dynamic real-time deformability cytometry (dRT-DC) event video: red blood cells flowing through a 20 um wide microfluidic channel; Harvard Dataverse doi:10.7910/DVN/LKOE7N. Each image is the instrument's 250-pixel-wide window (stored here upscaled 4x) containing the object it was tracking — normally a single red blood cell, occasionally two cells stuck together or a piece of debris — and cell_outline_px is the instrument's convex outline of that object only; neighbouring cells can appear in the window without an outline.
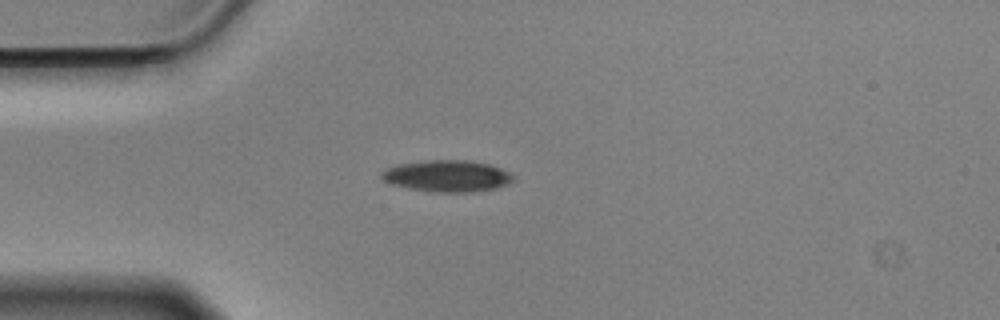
{"species": "Egyptian fruit bat (a non-hibernating species)", "species_latin": "Rousettus aegyptiacus", "temperature_condition": "cold", "stored_images_in_passage": 43, "camera_frame_rate_fps": 3000, "um_per_image_px": 0.085, "animal": {"sex": "male"}, "frame": {"image": 1, "passage_image": 1, "time_ms": 0.0, "image_size_px": [1000, 320], "cell_outline_px": [[516, 180], [508, 184], [496, 188], [472, 192], [440, 192], [408, 188], [392, 184], [384, 180], [380, 176], [380, 172], [396, 164], [424, 160], [468, 160], [488, 164], [500, 168], [516, 176]], "centroid_in_image_um": [38.03, 14.95], "position_along_channel_um": 47.0, "area_um2": 24.33}}
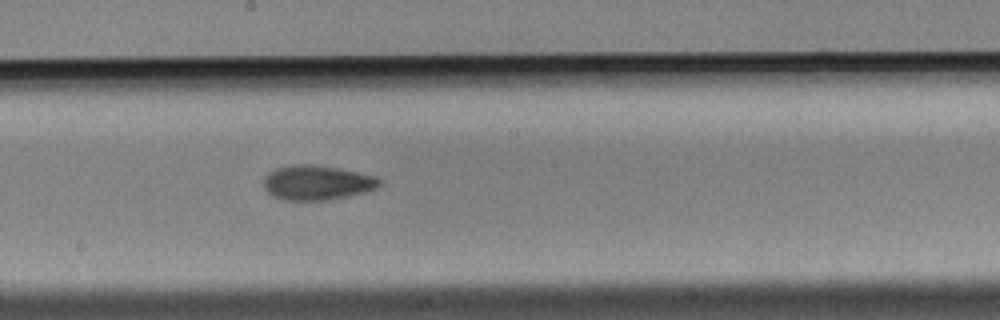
{"frame": {"image": 2, "passage_image": 17, "time_ms": 5.333, "image_size_px": [1000, 320], "cell_outline_px": [[380, 184], [376, 188], [364, 192], [348, 196], [328, 200], [280, 200], [272, 196], [264, 188], [264, 176], [268, 172], [276, 168], [300, 164], [312, 164], [360, 172], [376, 176], [380, 180]], "centroid_in_image_um": [26.92, 15.53], "position_along_channel_um": 221.3, "area_um2": 23.41}}
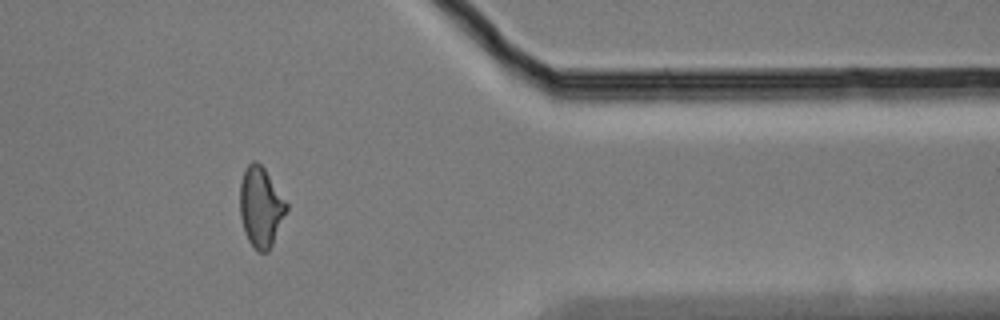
{"frame": {"image": 3, "passage_image": 33, "time_ms": 10.667, "image_size_px": [1000, 320], "cell_outline_px": [[288, 208], [272, 244], [268, 252], [256, 252], [248, 240], [244, 232], [240, 216], [240, 184], [244, 172], [248, 164], [252, 160], [256, 160], [264, 168], [288, 204]], "centroid_in_image_um": [22.15, 17.61], "position_along_channel_um": 389.2, "area_um2": 21.62}, "authors_computed_cell_mechanics": {"area_um2": 22.3686, "velocity_mm_per_s": 3.5249, "shape_relaxation_time_tau1_ms": 5.0386, "shape_relaxation_time_tau2_ms": 4.294, "deformation_change_tau1": 0.143, "deformation_change_tau2": 0.1148}}